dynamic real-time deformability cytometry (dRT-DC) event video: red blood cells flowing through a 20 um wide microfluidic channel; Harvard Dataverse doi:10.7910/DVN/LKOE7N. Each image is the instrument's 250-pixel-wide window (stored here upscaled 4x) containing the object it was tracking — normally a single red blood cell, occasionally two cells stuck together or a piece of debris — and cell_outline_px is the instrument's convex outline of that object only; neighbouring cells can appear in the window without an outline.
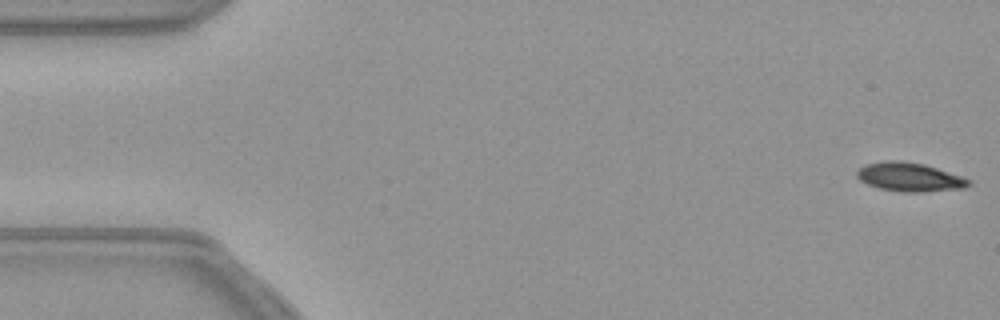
{"species": "common noctule bat (a hibernating species)", "species_latin": "Nyctalus noctula", "temperature_condition": "warm", "stored_images_in_passage": 54, "camera_frame_rate_fps": 3000, "um_per_image_px": 0.085, "animal": {"sex": "female", "body_mass_g": 21.9}, "frame": {"image": 1, "passage_image": 1, "time_ms": 0.0, "image_size_px": [1000, 320], "cell_outline_px": [[972, 184], [964, 188], [920, 192], [904, 192], [880, 188], [868, 184], [860, 180], [856, 176], [856, 172], [864, 164], [884, 160], [904, 160], [924, 164], [972, 180]], "centroid_in_image_um": [77.3, 15.03], "position_along_channel_um": 7.7, "area_um2": 18.79}}
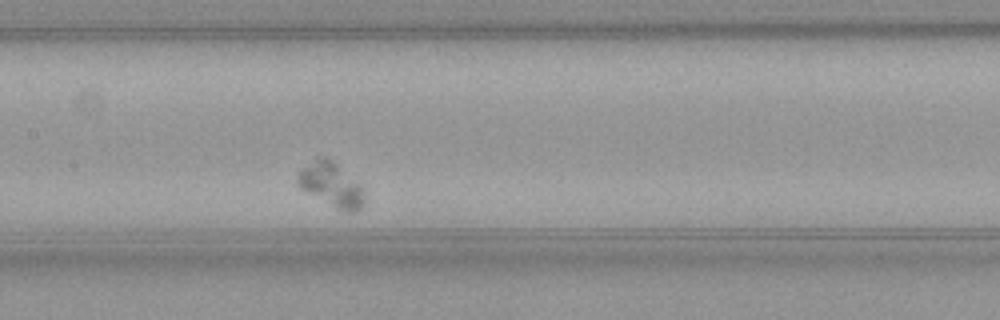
{"frame": {"image": 2, "passage_image": 29, "time_ms": 9.333, "image_size_px": [1000, 320], "cell_outline_px": [[364, 204], [360, 208], [352, 212], [344, 212], [336, 208], [300, 188], [296, 184], [296, 180], [300, 168], [320, 156], [324, 156], [336, 164], [356, 180], [364, 188]], "centroid_in_image_um": [28.15, 15.7], "position_along_channel_um": 179.2, "area_um2": 17.05}}
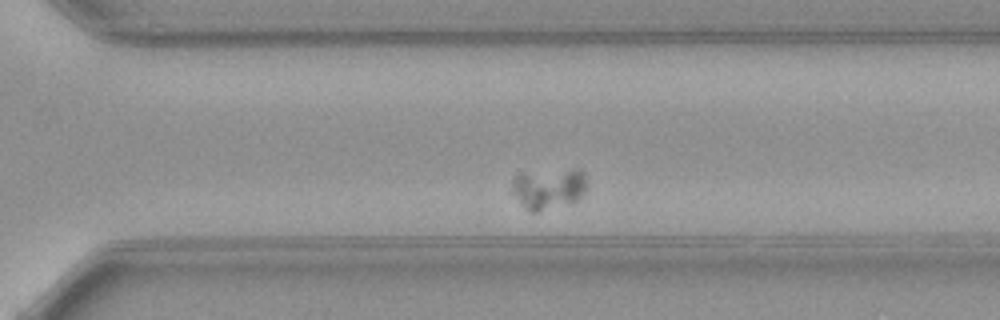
{"frame": {"image": 3, "passage_image": 42, "time_ms": 13.667, "image_size_px": [1000, 320], "cell_outline_px": [[588, 188], [572, 204], [536, 212], [532, 212], [524, 208], [512, 192], [512, 180], [516, 176], [576, 168], [580, 168], [584, 172], [588, 184]], "centroid_in_image_um": [46.71, 16.06], "position_along_channel_um": 323.9, "area_um2": 17.74}}